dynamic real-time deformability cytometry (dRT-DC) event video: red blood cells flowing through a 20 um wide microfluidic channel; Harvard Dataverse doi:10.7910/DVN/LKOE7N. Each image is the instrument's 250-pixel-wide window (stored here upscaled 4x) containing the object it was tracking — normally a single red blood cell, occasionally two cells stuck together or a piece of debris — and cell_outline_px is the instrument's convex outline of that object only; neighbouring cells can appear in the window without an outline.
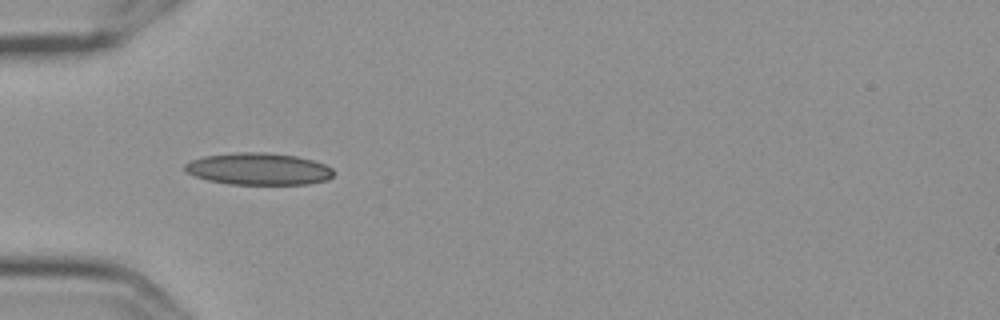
{"species": "Egyptian fruit bat (a non-hibernating species)", "species_latin": "Rousettus aegyptiacus", "temperature_condition": "cold", "stored_images_in_passage": 5, "camera_frame_rate_fps": 3000, "um_per_image_px": 0.085, "frame": {"image": 1, "passage_image": 4, "time_ms": 1.0, "image_size_px": [1000, 320], "cell_outline_px": [[336, 172], [328, 180], [308, 184], [228, 184], [208, 180], [196, 176], [188, 172], [184, 168], [184, 164], [192, 160], [204, 156], [240, 152], [264, 152], [296, 156], [312, 160], [324, 164], [332, 168]], "centroid_in_image_um": [22.01, 14.36], "position_along_channel_um": 63.0, "area_um2": 27.63}}
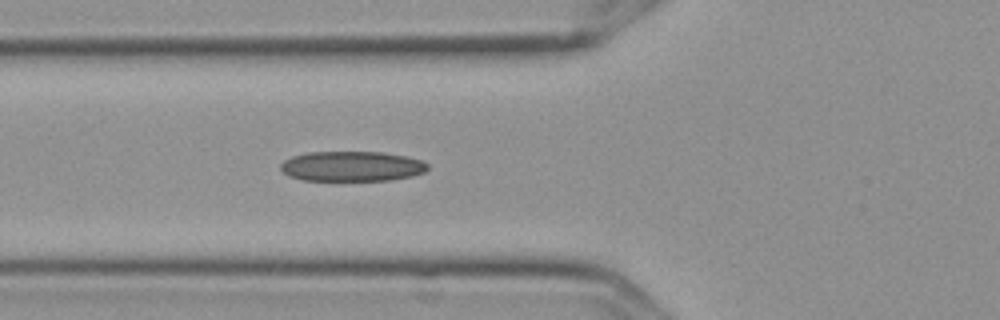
{"frame": {"image": 2, "passage_image": 5, "time_ms": 1.333, "image_size_px": [1000, 320], "cell_outline_px": [[428, 168], [424, 172], [412, 176], [388, 180], [304, 180], [288, 176], [280, 168], [280, 164], [284, 160], [292, 156], [308, 152], [384, 152], [404, 156], [420, 160], [428, 164]], "centroid_in_image_um": [29.88, 14.13], "position_along_channel_um": 95.9, "area_um2": 25.66}}